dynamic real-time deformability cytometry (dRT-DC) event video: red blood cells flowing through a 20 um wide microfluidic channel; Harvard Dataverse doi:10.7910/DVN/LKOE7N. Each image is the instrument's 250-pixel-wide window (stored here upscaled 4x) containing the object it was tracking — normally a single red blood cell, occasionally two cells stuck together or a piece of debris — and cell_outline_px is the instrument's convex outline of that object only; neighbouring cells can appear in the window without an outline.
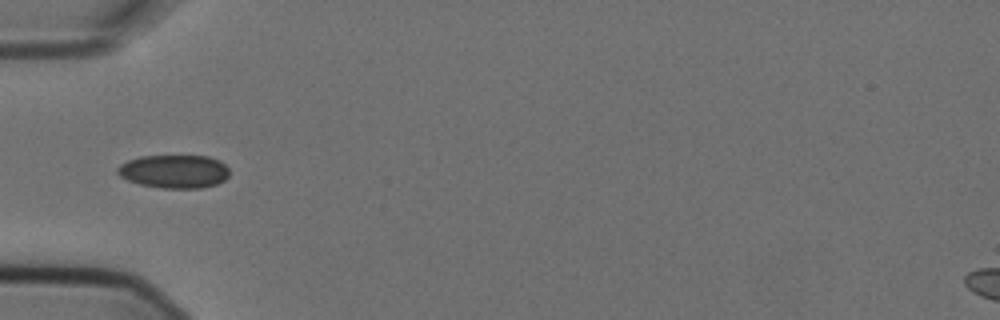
{"species": "Egyptian fruit bat (a non-hibernating species)", "species_latin": "Rousettus aegyptiacus", "temperature_condition": "cold", "stored_images_in_passage": 10, "camera_frame_rate_fps": 3000, "um_per_image_px": 0.085, "animal": {"sex": "female"}, "frame": {"image": 1, "passage_image": 4, "time_ms": 1.0, "image_size_px": [1000, 320], "cell_outline_px": [[228, 176], [224, 180], [216, 184], [200, 188], [160, 188], [140, 184], [128, 180], [120, 176], [116, 172], [116, 168], [120, 164], [128, 160], [140, 156], [208, 156], [220, 160], [228, 168]], "centroid_in_image_um": [14.79, 14.57], "position_along_channel_um": 70.2, "area_um2": 21.79}}
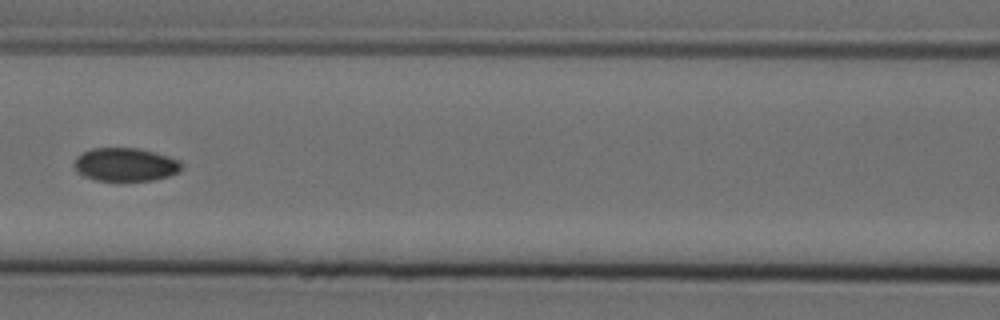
{"frame": {"image": 2, "passage_image": 6, "time_ms": 1.667, "image_size_px": [1000, 320], "cell_outline_px": [[184, 164], [180, 172], [156, 180], [96, 180], [84, 176], [72, 164], [76, 156], [92, 148], [136, 148], [168, 156], [180, 160]], "centroid_in_image_um": [10.69, 13.98], "position_along_channel_um": 155.9, "area_um2": 20.81}}
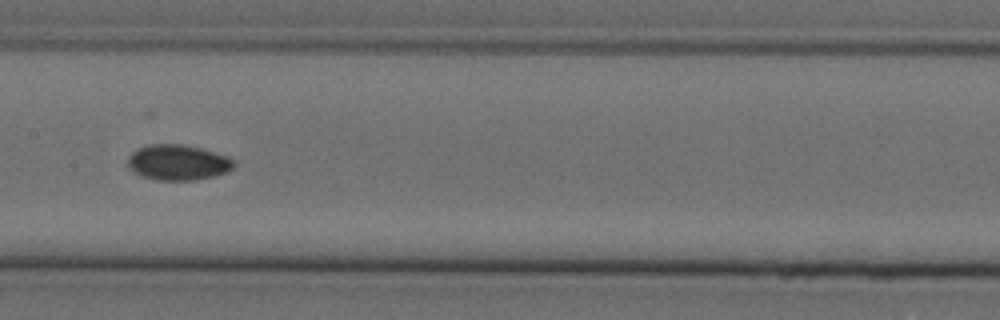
{"frame": {"image": 3, "passage_image": 7, "time_ms": 2.0, "image_size_px": [1000, 320], "cell_outline_px": [[236, 164], [228, 172], [216, 176], [192, 180], [156, 180], [144, 176], [128, 168], [128, 156], [136, 148], [148, 144], [180, 144], [200, 148], [228, 156], [236, 160]], "centroid_in_image_um": [15.15, 13.8], "position_along_channel_um": 192.3, "area_um2": 22.08}}